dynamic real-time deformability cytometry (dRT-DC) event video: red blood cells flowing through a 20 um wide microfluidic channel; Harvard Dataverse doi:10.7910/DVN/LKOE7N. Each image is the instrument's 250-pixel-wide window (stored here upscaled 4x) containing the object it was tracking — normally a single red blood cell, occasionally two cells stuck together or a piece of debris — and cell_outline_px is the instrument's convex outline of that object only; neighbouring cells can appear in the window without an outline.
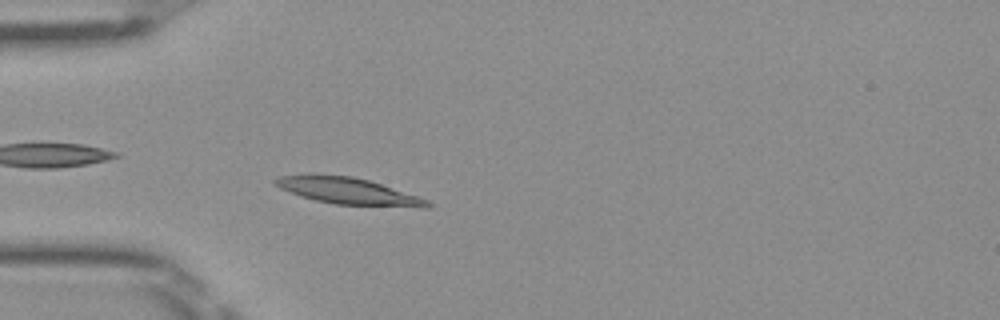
{"species": "Egyptian fruit bat (a non-hibernating species)", "species_latin": "Rousettus aegyptiacus", "temperature_condition": "room temperature", "stored_images_in_passage": 47, "camera_frame_rate_fps": 3000, "um_per_image_px": 0.085, "frame": {"image": 1, "passage_image": 11, "time_ms": 3.333, "image_size_px": [1000, 320], "cell_outline_px": [[432, 204], [428, 208], [420, 208], [336, 204], [316, 200], [300, 196], [280, 188], [272, 180], [280, 176], [304, 172], [316, 172], [352, 176], [368, 180], [428, 200]], "centroid_in_image_um": [29.52, 16.21], "position_along_channel_um": 55.5, "area_um2": 24.04}}
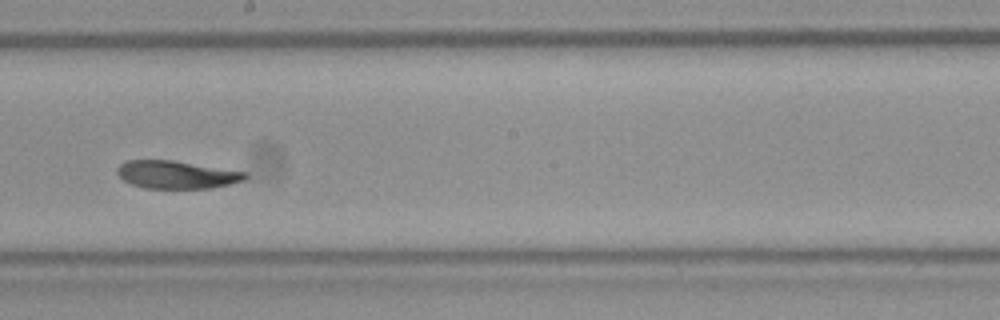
{"frame": {"image": 2, "passage_image": 25, "time_ms": 8.0, "image_size_px": [1000, 320], "cell_outline_px": [[248, 176], [244, 180], [212, 188], [144, 188], [132, 184], [124, 180], [116, 172], [116, 168], [120, 164], [128, 160], [172, 160], [248, 172]], "centroid_in_image_um": [15.01, 14.84], "position_along_channel_um": 233.2, "area_um2": 20.69}}
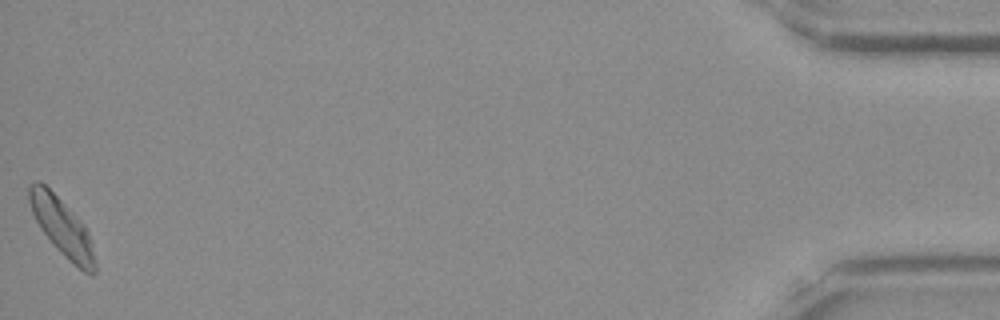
{"frame": {"image": 3, "passage_image": 47, "time_ms": 15.333, "image_size_px": [1000, 320], "cell_outline_px": [[96, 272], [92, 276], [84, 272], [68, 260], [56, 248], [40, 228], [32, 212], [28, 200], [28, 188], [36, 180], [40, 180], [84, 224], [88, 232], [96, 264]], "centroid_in_image_um": [5.27, 19.33], "position_along_channel_um": 429.9, "area_um2": 21.73}, "authors_computed_cell_mechanics": {"area_um2": 21.7328, "velocity_mm_per_s": 3.9622, "shape_relaxation_time_tau1_ms": null, "shape_relaxation_time_tau2_ms": 3.7893, "deformation_change_tau1": null, "deformation_change_tau2": 0.0797}}